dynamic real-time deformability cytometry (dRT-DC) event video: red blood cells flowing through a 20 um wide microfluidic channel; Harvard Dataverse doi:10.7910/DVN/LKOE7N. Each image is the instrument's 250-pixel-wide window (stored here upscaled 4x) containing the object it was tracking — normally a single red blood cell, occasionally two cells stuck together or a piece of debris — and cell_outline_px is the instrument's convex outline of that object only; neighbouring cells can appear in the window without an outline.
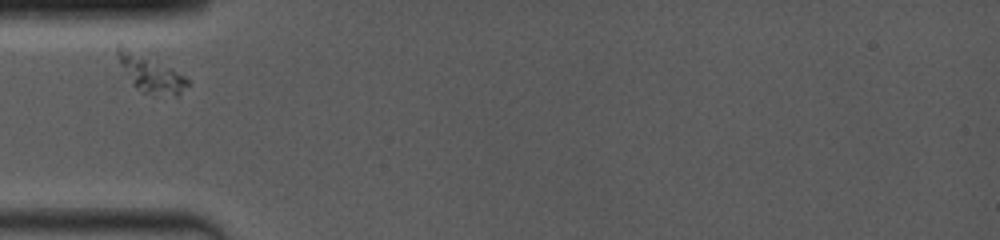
{"species": "common noctule bat (a hibernating species)", "species_latin": "Nyctalus noctula", "temperature_condition": "room temperature", "stored_images_in_passage": 2, "camera_frame_rate_fps": 4000, "um_per_image_px": 0.085, "animal": {"sex": "female", "body_mass_g": 19.0, "forearm_length_mm": 53.3}, "frame": {"image": 1, "passage_image": 1, "time_ms": 0.0, "image_size_px": [1000, 240], "cell_outline_px": [[188, 84], [176, 96], [156, 96], [144, 92], [136, 88], [132, 84], [120, 64], [116, 52], [116, 44], [120, 44], [184, 76], [188, 80]], "centroid_in_image_um": [12.74, 6.29], "position_along_channel_um": 72.3, "area_um2": 14.33}}